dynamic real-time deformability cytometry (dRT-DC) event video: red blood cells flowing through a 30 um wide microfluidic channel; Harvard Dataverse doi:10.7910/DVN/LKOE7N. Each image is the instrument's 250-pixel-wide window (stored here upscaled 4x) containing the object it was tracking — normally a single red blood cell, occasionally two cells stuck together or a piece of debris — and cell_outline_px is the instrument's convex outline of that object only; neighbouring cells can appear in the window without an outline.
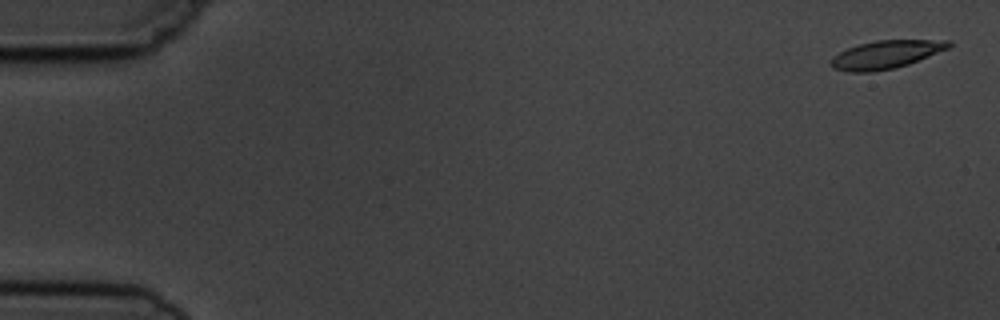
{"species": "common noctule bat (a hibernating species)", "species_latin": "Nyctalus noctula", "temperature_condition": "cold", "stored_images_in_passage": 7, "camera_frame_rate_fps": 3000, "um_per_image_px": 0.085, "animal": {"sex": "male", "body_mass_g": 19.5, "forearm_length_mm": 54.6}, "frame": {"image": 1, "passage_image": 1, "time_ms": 0.0, "image_size_px": [1000, 320], "cell_outline_px": [[952, 44], [948, 48], [908, 64], [896, 68], [872, 72], [848, 72], [832, 68], [828, 64], [832, 56], [848, 48], [860, 44], [876, 40], [952, 40]], "centroid_in_image_um": [75.26, 4.64], "position_along_channel_um": 9.7, "area_um2": 19.31}}
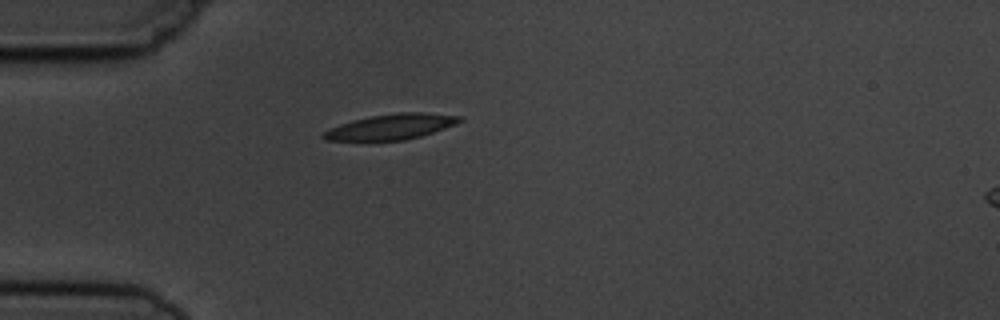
{"frame": {"image": 2, "passage_image": 5, "time_ms": 4.667, "image_size_px": [1000, 320], "cell_outline_px": [[464, 120], [456, 124], [420, 136], [404, 140], [324, 140], [320, 136], [328, 128], [352, 120], [372, 116], [396, 112], [424, 112], [464, 116]], "centroid_in_image_um": [33.26, 10.76], "position_along_channel_um": 51.7, "area_um2": 20.17}}
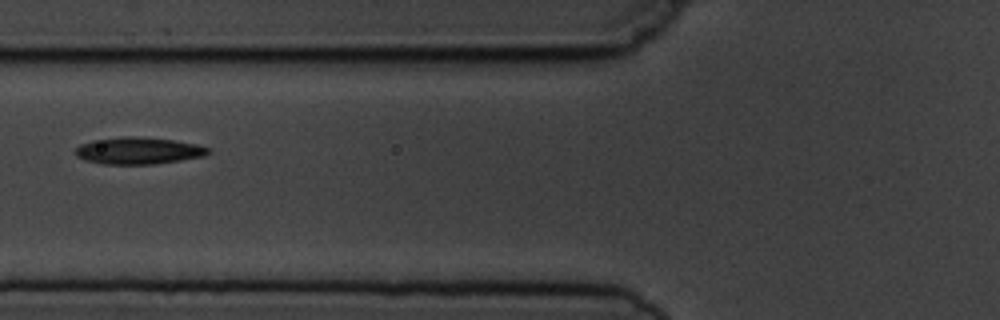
{"frame": {"image": 3, "passage_image": 7, "time_ms": 6.667, "image_size_px": [1000, 320], "cell_outline_px": [[212, 152], [204, 156], [180, 160], [152, 164], [100, 164], [84, 160], [76, 156], [72, 152], [80, 144], [92, 140], [120, 136], [132, 136], [172, 140], [196, 144], [208, 148]], "centroid_in_image_um": [11.69, 12.81], "position_along_channel_um": 114.1, "area_um2": 20.92}}